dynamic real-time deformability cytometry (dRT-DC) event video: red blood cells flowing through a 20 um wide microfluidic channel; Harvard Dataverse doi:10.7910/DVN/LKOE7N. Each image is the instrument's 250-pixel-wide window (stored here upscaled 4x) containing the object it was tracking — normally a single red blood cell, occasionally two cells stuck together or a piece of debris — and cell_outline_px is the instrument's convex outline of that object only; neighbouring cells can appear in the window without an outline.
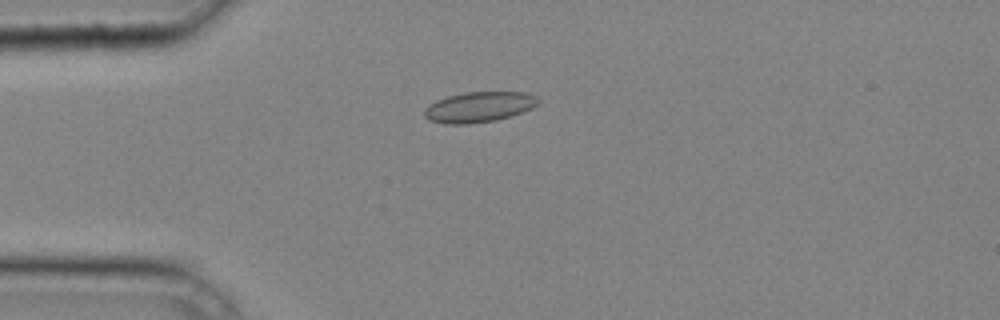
{"species": "common noctule bat (a hibernating species)", "species_latin": "Nyctalus noctula", "temperature_condition": "cold", "stored_images_in_passage": 34, "camera_frame_rate_fps": 3000, "um_per_image_px": 0.085, "animal": {"sex": "male", "body_mass_g": 20.4}, "frame": {"image": 1, "passage_image": 7, "time_ms": 2.0, "image_size_px": [1000, 320], "cell_outline_px": [[540, 104], [532, 108], [512, 116], [496, 120], [468, 124], [444, 124], [428, 120], [424, 116], [424, 108], [436, 100], [448, 96], [464, 92], [528, 92], [536, 96], [540, 100]], "centroid_in_image_um": [40.73, 9.09], "position_along_channel_um": 44.3, "area_um2": 20.46}}
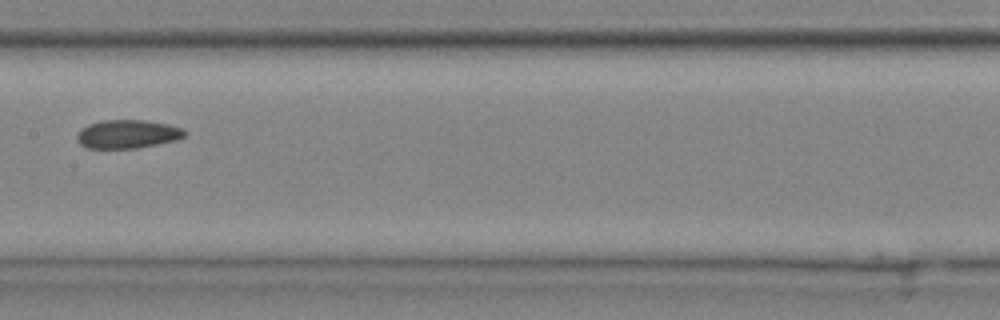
{"frame": {"image": 2, "passage_image": 18, "time_ms": 5.667, "image_size_px": [1000, 320], "cell_outline_px": [[188, 132], [184, 136], [176, 140], [136, 148], [88, 148], [80, 144], [76, 140], [76, 132], [88, 124], [100, 120], [144, 120], [168, 124], [184, 128]], "centroid_in_image_um": [10.82, 11.39], "position_along_channel_um": 196.6, "area_um2": 18.03}}
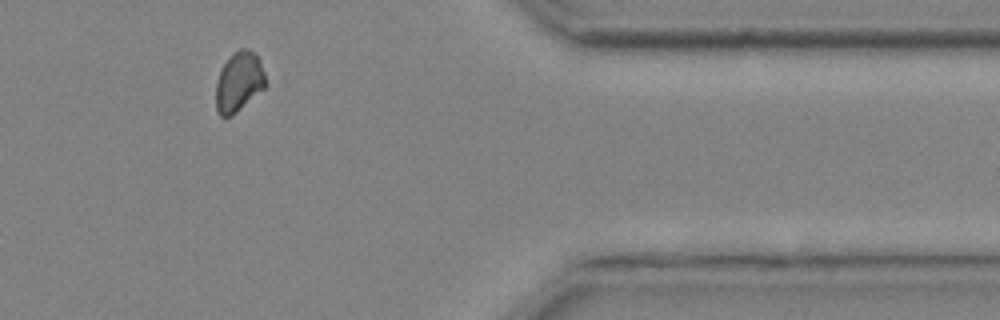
{"frame": {"image": 3, "passage_image": 32, "time_ms": 10.333, "image_size_px": [1000, 320], "cell_outline_px": [[268, 84], [264, 88], [232, 116], [220, 116], [216, 112], [216, 84], [220, 68], [240, 48], [248, 48], [260, 60]], "centroid_in_image_um": [20.31, 6.98], "position_along_channel_um": 391.1, "area_um2": 17.22}}